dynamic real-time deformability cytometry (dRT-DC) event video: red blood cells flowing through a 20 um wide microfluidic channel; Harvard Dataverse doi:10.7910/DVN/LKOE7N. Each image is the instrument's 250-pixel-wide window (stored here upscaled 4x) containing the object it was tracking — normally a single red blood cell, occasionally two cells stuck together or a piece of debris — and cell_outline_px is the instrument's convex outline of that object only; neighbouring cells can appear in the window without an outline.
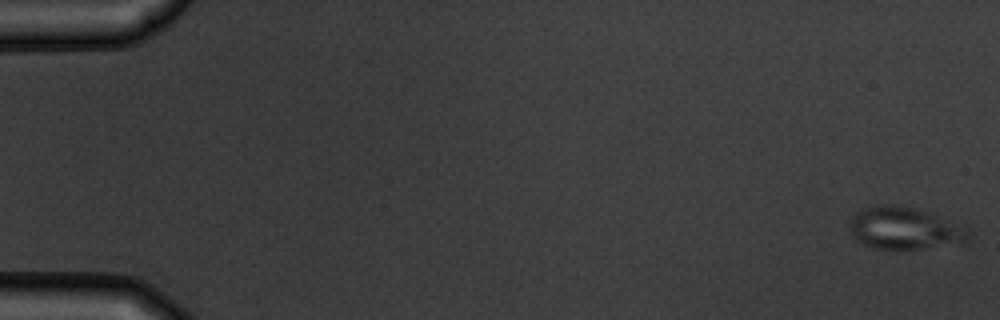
{"species": "common noctule bat (a hibernating species)", "species_latin": "Nyctalus noctula", "temperature_condition": "warm", "stored_images_in_passage": 6, "camera_frame_rate_fps": 3000, "um_per_image_px": 0.085, "animal": {"sex": "male", "body_mass_g": 19.5, "forearm_length_mm": 54.6}, "frame": {"image": 1, "passage_image": 1, "time_ms": 0.0, "image_size_px": [1000, 320], "cell_outline_px": [[968, 236], [964, 244], [920, 248], [872, 248], [856, 240], [852, 236], [848, 228], [848, 224], [852, 216], [856, 212], [864, 208], [876, 204], [896, 204], [916, 208], [940, 216], [968, 228]], "centroid_in_image_um": [76.85, 19.38], "position_along_channel_um": 8.1, "area_um2": 29.48}}